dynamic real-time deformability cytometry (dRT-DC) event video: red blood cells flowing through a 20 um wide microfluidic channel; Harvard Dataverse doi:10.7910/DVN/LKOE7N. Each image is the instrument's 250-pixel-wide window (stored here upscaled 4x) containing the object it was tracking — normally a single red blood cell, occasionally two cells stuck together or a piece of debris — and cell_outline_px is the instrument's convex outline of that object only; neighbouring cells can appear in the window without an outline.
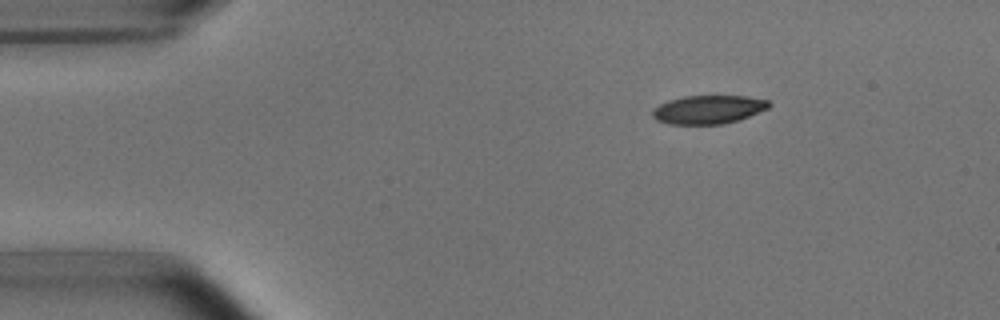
{"species": "common noctule bat (a hibernating species)", "species_latin": "Nyctalus noctula", "temperature_condition": "room temperature", "stored_images_in_passage": 3, "camera_frame_rate_fps": 3000, "um_per_image_px": 0.085, "animal": {"sex": "male", "body_mass_g": 15.6}, "frame": {"image": 1, "passage_image": 2, "time_ms": 1.0, "image_size_px": [1000, 320], "cell_outline_px": [[772, 104], [768, 108], [748, 116], [724, 124], [668, 124], [656, 120], [652, 116], [652, 112], [660, 104], [668, 100], [684, 96], [744, 96], [768, 100]], "centroid_in_image_um": [60.19, 9.31], "position_along_channel_um": 24.8, "area_um2": 19.19}}